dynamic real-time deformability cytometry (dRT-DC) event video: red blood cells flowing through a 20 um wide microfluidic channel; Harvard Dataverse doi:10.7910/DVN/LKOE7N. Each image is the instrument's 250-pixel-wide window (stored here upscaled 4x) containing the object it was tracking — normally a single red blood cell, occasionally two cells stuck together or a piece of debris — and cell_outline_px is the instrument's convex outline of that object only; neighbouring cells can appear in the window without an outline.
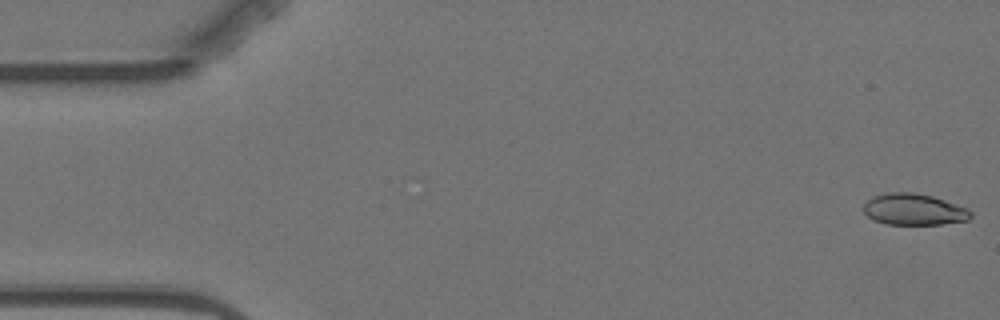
{"species": "Egyptian fruit bat (a non-hibernating species)", "species_latin": "Rousettus aegyptiacus", "temperature_condition": "warm", "stored_images_in_passage": 5, "camera_frame_rate_fps": 3000, "um_per_image_px": 0.085, "animal": {"sex": "female"}, "frame": {"image": 1, "passage_image": 1, "time_ms": 0.0, "image_size_px": [1000, 320], "cell_outline_px": [[972, 216], [968, 220], [940, 224], [884, 224], [872, 220], [864, 212], [864, 204], [872, 196], [888, 192], [912, 192], [932, 196], [968, 208], [972, 212]], "centroid_in_image_um": [77.67, 17.8], "position_along_channel_um": 7.3, "area_um2": 19.65}}
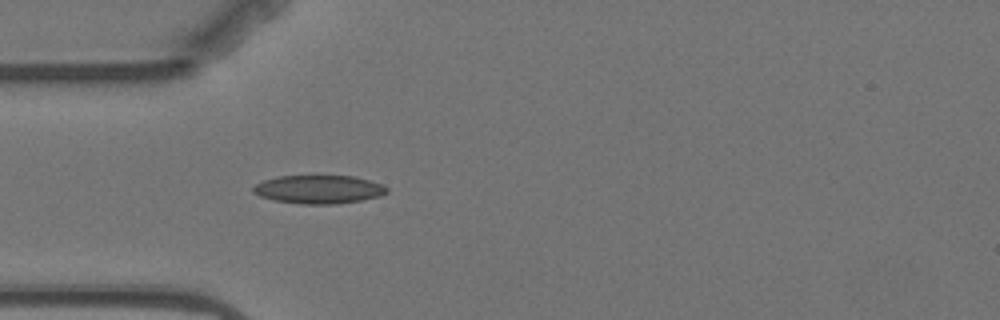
{"frame": {"image": 2, "passage_image": 5, "time_ms": 5.0, "image_size_px": [1000, 320], "cell_outline_px": [[388, 192], [380, 196], [360, 200], [336, 204], [300, 204], [276, 200], [260, 196], [252, 192], [252, 188], [256, 184], [264, 180], [280, 176], [352, 176], [368, 180], [380, 184], [388, 188]], "centroid_in_image_um": [27.08, 16.1], "position_along_channel_um": 57.9, "area_um2": 21.91}}